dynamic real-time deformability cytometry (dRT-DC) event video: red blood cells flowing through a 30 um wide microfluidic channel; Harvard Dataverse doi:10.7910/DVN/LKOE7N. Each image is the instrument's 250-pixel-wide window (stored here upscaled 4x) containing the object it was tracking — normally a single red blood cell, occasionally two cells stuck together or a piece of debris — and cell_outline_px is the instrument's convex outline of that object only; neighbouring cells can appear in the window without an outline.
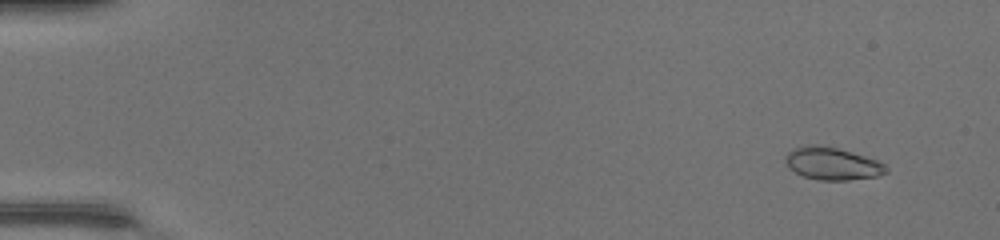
{"species": "common noctule bat (a hibernating species)", "species_latin": "Nyctalus noctula", "temperature_condition": "warm", "stored_images_in_passage": 48, "camera_frame_rate_fps": 3000, "um_per_image_px": 0.085, "animal": {"sex": "female", "body_mass_g": 17.0, "forearm_length_mm": 48.0}, "frame": {"image": 1, "passage_image": 4, "time_ms": 1.0, "image_size_px": [1000, 240], "cell_outline_px": [[888, 172], [876, 176], [848, 180], [816, 180], [804, 176], [788, 168], [784, 160], [788, 152], [792, 148], [812, 144], [816, 144], [836, 148], [864, 156], [876, 160], [884, 164], [888, 168]], "centroid_in_image_um": [70.71, 13.91], "position_along_channel_um": 14.3, "area_um2": 18.96}}
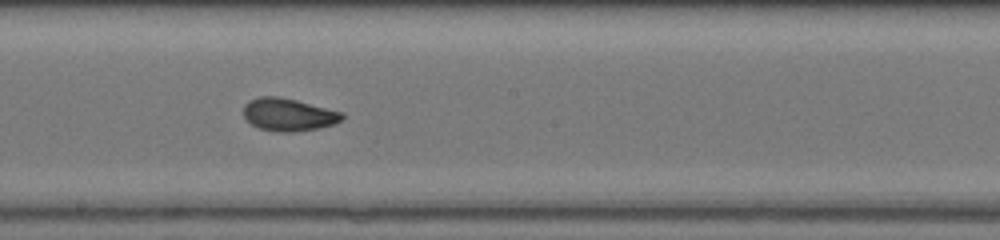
{"frame": {"image": 2, "passage_image": 28, "time_ms": 9.0, "image_size_px": [1000, 240], "cell_outline_px": [[344, 116], [336, 124], [316, 128], [292, 132], [276, 132], [260, 128], [252, 124], [244, 116], [244, 104], [248, 100], [260, 96], [276, 96], [296, 100], [344, 112]], "centroid_in_image_um": [24.52, 9.73], "position_along_channel_um": 223.7, "area_um2": 18.73}}
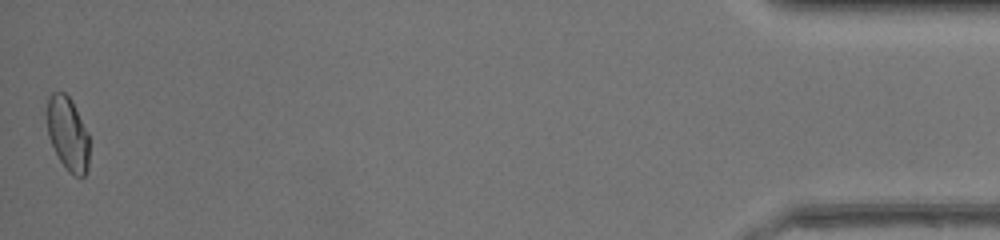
{"frame": {"image": 3, "passage_image": 48, "time_ms": 15.667, "image_size_px": [1000, 240], "cell_outline_px": [[88, 172], [84, 176], [76, 176], [68, 172], [60, 160], [48, 136], [44, 112], [48, 96], [52, 92], [64, 92], [68, 96], [88, 132]], "centroid_in_image_um": [5.71, 11.35], "position_along_channel_um": 429.5, "area_um2": 18.38}, "authors_computed_cell_mechanics": {"area_um2": 18.3804, "velocity_mm_per_s": 4.438, "shape_relaxation_time_tau1_ms": 7.5942, "shape_relaxation_time_tau2_ms": 0.8308, "deformation_change_tau1": 0.2392, "deformation_change_tau2": 0.0413}}